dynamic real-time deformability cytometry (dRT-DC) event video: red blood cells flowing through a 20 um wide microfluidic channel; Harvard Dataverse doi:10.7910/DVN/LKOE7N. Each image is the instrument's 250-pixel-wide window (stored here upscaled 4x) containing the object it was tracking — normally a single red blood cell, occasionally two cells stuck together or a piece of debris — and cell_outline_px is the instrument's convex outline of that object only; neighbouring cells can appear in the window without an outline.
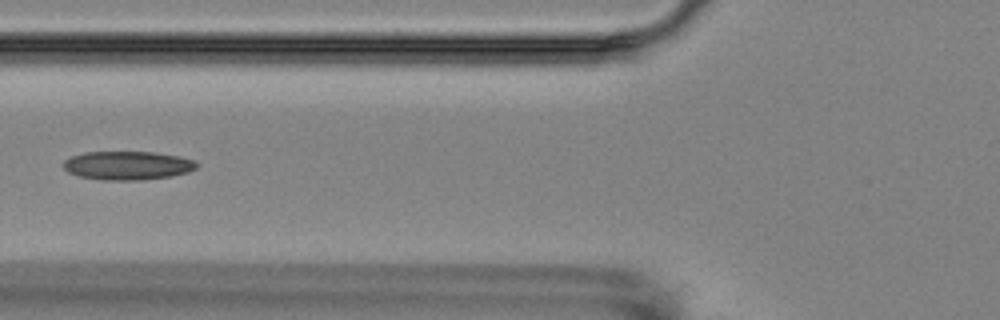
{"species": "Egyptian fruit bat (a non-hibernating species)", "species_latin": "Rousettus aegyptiacus", "temperature_condition": "room temperature", "stored_images_in_passage": 8, "camera_frame_rate_fps": 3000, "um_per_image_px": 0.085, "animal": {"sex": "female"}, "frame": {"image": 1, "passage_image": 6, "time_ms": 6.0, "image_size_px": [1000, 320], "cell_outline_px": [[200, 164], [196, 168], [188, 172], [172, 176], [140, 180], [100, 180], [80, 176], [68, 172], [64, 168], [64, 160], [72, 156], [84, 152], [156, 152], [180, 156], [196, 160]], "centroid_in_image_um": [10.89, 14.06], "position_along_channel_um": 114.9, "area_um2": 22.43}}
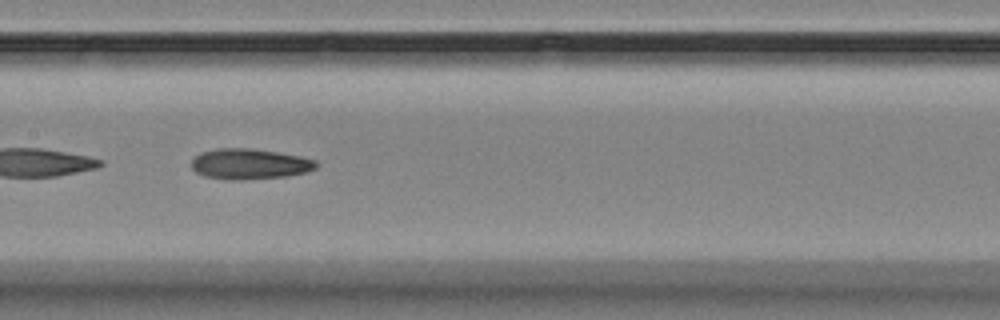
{"frame": {"image": 2, "passage_image": 8, "time_ms": 8.0, "image_size_px": [1000, 320], "cell_outline_px": [[320, 164], [316, 168], [308, 172], [288, 176], [204, 176], [196, 172], [192, 168], [192, 160], [200, 152], [216, 148], [252, 148], [300, 156], [316, 160]], "centroid_in_image_um": [21.28, 13.86], "position_along_channel_um": 186.1, "area_um2": 21.04}}